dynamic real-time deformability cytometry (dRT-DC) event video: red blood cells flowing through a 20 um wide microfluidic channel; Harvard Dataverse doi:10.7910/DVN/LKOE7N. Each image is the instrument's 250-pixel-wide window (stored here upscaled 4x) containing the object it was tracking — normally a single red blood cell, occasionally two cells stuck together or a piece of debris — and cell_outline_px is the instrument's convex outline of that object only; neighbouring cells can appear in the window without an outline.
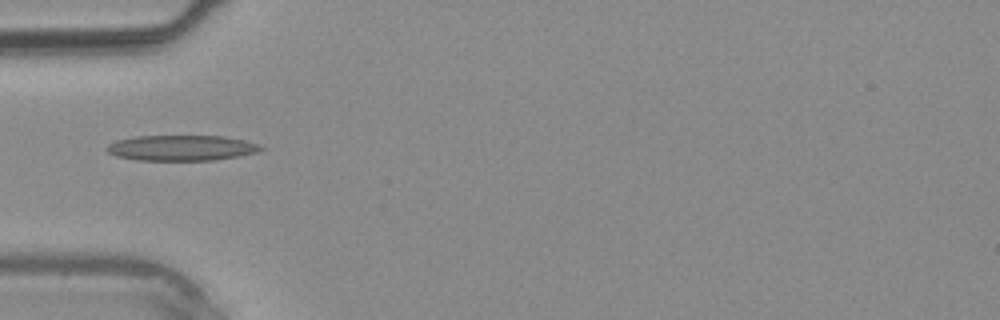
{"species": "common noctule bat (a hibernating species)", "species_latin": "Nyctalus noctula", "temperature_condition": "warm", "stored_images_in_passage": 1, "camera_frame_rate_fps": 3000, "um_per_image_px": 0.085, "animal": {"sex": "male", "body_mass_g": 20.4}, "frame": {"image": 1, "passage_image": 1, "time_ms": 0.0, "image_size_px": [1000, 320], "cell_outline_px": [[264, 148], [256, 152], [240, 156], [216, 160], [136, 160], [116, 156], [108, 152], [104, 148], [108, 144], [116, 140], [136, 136], [224, 136], [244, 140], [260, 144]], "centroid_in_image_um": [15.42, 12.57], "position_along_channel_um": 69.6, "area_um2": 23.0}}